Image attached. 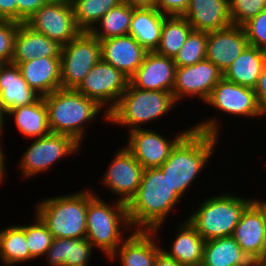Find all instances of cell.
Here are the masks:
<instances>
[{"label": "cell", "mask_w": 266, "mask_h": 266, "mask_svg": "<svg viewBox=\"0 0 266 266\" xmlns=\"http://www.w3.org/2000/svg\"><path fill=\"white\" fill-rule=\"evenodd\" d=\"M219 117H210L192 125V129L171 150L169 158L159 167L180 198L210 163L221 137ZM209 162V163H208Z\"/></svg>", "instance_id": "1"}, {"label": "cell", "mask_w": 266, "mask_h": 266, "mask_svg": "<svg viewBox=\"0 0 266 266\" xmlns=\"http://www.w3.org/2000/svg\"><path fill=\"white\" fill-rule=\"evenodd\" d=\"M180 200L159 168L144 169L137 193L127 204L131 227L133 230L154 231L158 235Z\"/></svg>", "instance_id": "2"}, {"label": "cell", "mask_w": 266, "mask_h": 266, "mask_svg": "<svg viewBox=\"0 0 266 266\" xmlns=\"http://www.w3.org/2000/svg\"><path fill=\"white\" fill-rule=\"evenodd\" d=\"M43 99L48 110V124L51 133L68 135L81 146L88 135L86 130L88 131L89 123L97 121L96 119L103 112V116L99 117H103L105 123L108 121L106 110L76 89L60 88L43 96Z\"/></svg>", "instance_id": "3"}, {"label": "cell", "mask_w": 266, "mask_h": 266, "mask_svg": "<svg viewBox=\"0 0 266 266\" xmlns=\"http://www.w3.org/2000/svg\"><path fill=\"white\" fill-rule=\"evenodd\" d=\"M111 202L112 205L94 190L88 189L86 239L107 259L127 238L128 232L133 231L128 220L127 204L117 200Z\"/></svg>", "instance_id": "4"}, {"label": "cell", "mask_w": 266, "mask_h": 266, "mask_svg": "<svg viewBox=\"0 0 266 266\" xmlns=\"http://www.w3.org/2000/svg\"><path fill=\"white\" fill-rule=\"evenodd\" d=\"M177 104L170 91L137 89L129 82L115 107L108 113V123L129 129L127 132L146 128L145 124L173 112Z\"/></svg>", "instance_id": "5"}, {"label": "cell", "mask_w": 266, "mask_h": 266, "mask_svg": "<svg viewBox=\"0 0 266 266\" xmlns=\"http://www.w3.org/2000/svg\"><path fill=\"white\" fill-rule=\"evenodd\" d=\"M253 200L221 192L198 203L186 218L205 241L230 237L243 211Z\"/></svg>", "instance_id": "6"}, {"label": "cell", "mask_w": 266, "mask_h": 266, "mask_svg": "<svg viewBox=\"0 0 266 266\" xmlns=\"http://www.w3.org/2000/svg\"><path fill=\"white\" fill-rule=\"evenodd\" d=\"M37 202L34 213L47 225L54 238L86 237L88 189L44 197Z\"/></svg>", "instance_id": "7"}, {"label": "cell", "mask_w": 266, "mask_h": 266, "mask_svg": "<svg viewBox=\"0 0 266 266\" xmlns=\"http://www.w3.org/2000/svg\"><path fill=\"white\" fill-rule=\"evenodd\" d=\"M31 145L20 157L19 169L21 177L34 178L40 173L53 169L52 165L62 161L64 157L79 154L82 146L68 135L50 133L41 138L32 139ZM79 152V153H78Z\"/></svg>", "instance_id": "8"}, {"label": "cell", "mask_w": 266, "mask_h": 266, "mask_svg": "<svg viewBox=\"0 0 266 266\" xmlns=\"http://www.w3.org/2000/svg\"><path fill=\"white\" fill-rule=\"evenodd\" d=\"M100 59V41L88 31H82L63 45L60 57L61 88L76 89Z\"/></svg>", "instance_id": "9"}, {"label": "cell", "mask_w": 266, "mask_h": 266, "mask_svg": "<svg viewBox=\"0 0 266 266\" xmlns=\"http://www.w3.org/2000/svg\"><path fill=\"white\" fill-rule=\"evenodd\" d=\"M25 23L61 45L67 44L82 32L76 23L72 4L66 0H49Z\"/></svg>", "instance_id": "10"}, {"label": "cell", "mask_w": 266, "mask_h": 266, "mask_svg": "<svg viewBox=\"0 0 266 266\" xmlns=\"http://www.w3.org/2000/svg\"><path fill=\"white\" fill-rule=\"evenodd\" d=\"M129 78L114 66L100 59L76 88L96 101L109 113L127 89Z\"/></svg>", "instance_id": "11"}, {"label": "cell", "mask_w": 266, "mask_h": 266, "mask_svg": "<svg viewBox=\"0 0 266 266\" xmlns=\"http://www.w3.org/2000/svg\"><path fill=\"white\" fill-rule=\"evenodd\" d=\"M229 116L247 119L266 117L261 109L255 89L238 85L222 78L213 88L204 105Z\"/></svg>", "instance_id": "12"}, {"label": "cell", "mask_w": 266, "mask_h": 266, "mask_svg": "<svg viewBox=\"0 0 266 266\" xmlns=\"http://www.w3.org/2000/svg\"><path fill=\"white\" fill-rule=\"evenodd\" d=\"M182 130L173 139L152 128L132 130L128 134L126 149L135 157L144 169L159 168L168 158L171 150L192 129Z\"/></svg>", "instance_id": "13"}, {"label": "cell", "mask_w": 266, "mask_h": 266, "mask_svg": "<svg viewBox=\"0 0 266 266\" xmlns=\"http://www.w3.org/2000/svg\"><path fill=\"white\" fill-rule=\"evenodd\" d=\"M144 168L125 146L117 149L106 168L102 186L116 195L117 201L128 204L136 195Z\"/></svg>", "instance_id": "14"}, {"label": "cell", "mask_w": 266, "mask_h": 266, "mask_svg": "<svg viewBox=\"0 0 266 266\" xmlns=\"http://www.w3.org/2000/svg\"><path fill=\"white\" fill-rule=\"evenodd\" d=\"M222 78L223 73L206 59L191 66L176 67L172 94L178 104L187 97L204 103Z\"/></svg>", "instance_id": "15"}, {"label": "cell", "mask_w": 266, "mask_h": 266, "mask_svg": "<svg viewBox=\"0 0 266 266\" xmlns=\"http://www.w3.org/2000/svg\"><path fill=\"white\" fill-rule=\"evenodd\" d=\"M266 230V200L254 199L243 211L232 237L254 263L261 255Z\"/></svg>", "instance_id": "16"}, {"label": "cell", "mask_w": 266, "mask_h": 266, "mask_svg": "<svg viewBox=\"0 0 266 266\" xmlns=\"http://www.w3.org/2000/svg\"><path fill=\"white\" fill-rule=\"evenodd\" d=\"M248 40L242 26L229 27L208 32L206 60L211 61L222 73L248 46Z\"/></svg>", "instance_id": "17"}, {"label": "cell", "mask_w": 266, "mask_h": 266, "mask_svg": "<svg viewBox=\"0 0 266 266\" xmlns=\"http://www.w3.org/2000/svg\"><path fill=\"white\" fill-rule=\"evenodd\" d=\"M158 236L154 231L134 230L108 261H118L122 266H154L156 256L161 250V238L158 239Z\"/></svg>", "instance_id": "18"}, {"label": "cell", "mask_w": 266, "mask_h": 266, "mask_svg": "<svg viewBox=\"0 0 266 266\" xmlns=\"http://www.w3.org/2000/svg\"><path fill=\"white\" fill-rule=\"evenodd\" d=\"M176 64L173 58L153 52H147L129 82L137 89L170 91L175 81Z\"/></svg>", "instance_id": "19"}, {"label": "cell", "mask_w": 266, "mask_h": 266, "mask_svg": "<svg viewBox=\"0 0 266 266\" xmlns=\"http://www.w3.org/2000/svg\"><path fill=\"white\" fill-rule=\"evenodd\" d=\"M101 59L114 66L129 79L144 61L147 51L131 35L99 40Z\"/></svg>", "instance_id": "20"}, {"label": "cell", "mask_w": 266, "mask_h": 266, "mask_svg": "<svg viewBox=\"0 0 266 266\" xmlns=\"http://www.w3.org/2000/svg\"><path fill=\"white\" fill-rule=\"evenodd\" d=\"M194 31L212 32L232 25L229 0H189L182 15Z\"/></svg>", "instance_id": "21"}, {"label": "cell", "mask_w": 266, "mask_h": 266, "mask_svg": "<svg viewBox=\"0 0 266 266\" xmlns=\"http://www.w3.org/2000/svg\"><path fill=\"white\" fill-rule=\"evenodd\" d=\"M62 46L58 41L48 38L20 23L14 38V54L11 63L17 65L36 57H61Z\"/></svg>", "instance_id": "22"}, {"label": "cell", "mask_w": 266, "mask_h": 266, "mask_svg": "<svg viewBox=\"0 0 266 266\" xmlns=\"http://www.w3.org/2000/svg\"><path fill=\"white\" fill-rule=\"evenodd\" d=\"M17 66L29 87L41 97L61 88L60 57H36Z\"/></svg>", "instance_id": "23"}, {"label": "cell", "mask_w": 266, "mask_h": 266, "mask_svg": "<svg viewBox=\"0 0 266 266\" xmlns=\"http://www.w3.org/2000/svg\"><path fill=\"white\" fill-rule=\"evenodd\" d=\"M173 242L161 250L184 266H201L206 241L185 218L177 225Z\"/></svg>", "instance_id": "24"}, {"label": "cell", "mask_w": 266, "mask_h": 266, "mask_svg": "<svg viewBox=\"0 0 266 266\" xmlns=\"http://www.w3.org/2000/svg\"><path fill=\"white\" fill-rule=\"evenodd\" d=\"M0 90L6 111L32 104L41 97L29 87L13 63L0 65Z\"/></svg>", "instance_id": "25"}, {"label": "cell", "mask_w": 266, "mask_h": 266, "mask_svg": "<svg viewBox=\"0 0 266 266\" xmlns=\"http://www.w3.org/2000/svg\"><path fill=\"white\" fill-rule=\"evenodd\" d=\"M94 246L85 238H54L44 255L48 266H88Z\"/></svg>", "instance_id": "26"}, {"label": "cell", "mask_w": 266, "mask_h": 266, "mask_svg": "<svg viewBox=\"0 0 266 266\" xmlns=\"http://www.w3.org/2000/svg\"><path fill=\"white\" fill-rule=\"evenodd\" d=\"M166 17L155 7L134 8L129 35L134 37L147 52H153L160 43L163 21Z\"/></svg>", "instance_id": "27"}, {"label": "cell", "mask_w": 266, "mask_h": 266, "mask_svg": "<svg viewBox=\"0 0 266 266\" xmlns=\"http://www.w3.org/2000/svg\"><path fill=\"white\" fill-rule=\"evenodd\" d=\"M266 62V51L248 45L225 70L223 78L241 86L255 89Z\"/></svg>", "instance_id": "28"}, {"label": "cell", "mask_w": 266, "mask_h": 266, "mask_svg": "<svg viewBox=\"0 0 266 266\" xmlns=\"http://www.w3.org/2000/svg\"><path fill=\"white\" fill-rule=\"evenodd\" d=\"M15 122V126L26 139H36L51 133L48 124V110L43 97L36 102L7 111V117Z\"/></svg>", "instance_id": "29"}, {"label": "cell", "mask_w": 266, "mask_h": 266, "mask_svg": "<svg viewBox=\"0 0 266 266\" xmlns=\"http://www.w3.org/2000/svg\"><path fill=\"white\" fill-rule=\"evenodd\" d=\"M201 266H255L236 240L230 237L206 241Z\"/></svg>", "instance_id": "30"}, {"label": "cell", "mask_w": 266, "mask_h": 266, "mask_svg": "<svg viewBox=\"0 0 266 266\" xmlns=\"http://www.w3.org/2000/svg\"><path fill=\"white\" fill-rule=\"evenodd\" d=\"M26 242L24 225H11L0 229V262L4 266H15L34 261Z\"/></svg>", "instance_id": "31"}, {"label": "cell", "mask_w": 266, "mask_h": 266, "mask_svg": "<svg viewBox=\"0 0 266 266\" xmlns=\"http://www.w3.org/2000/svg\"><path fill=\"white\" fill-rule=\"evenodd\" d=\"M134 8L121 2L110 9L89 32L99 40L128 35Z\"/></svg>", "instance_id": "32"}, {"label": "cell", "mask_w": 266, "mask_h": 266, "mask_svg": "<svg viewBox=\"0 0 266 266\" xmlns=\"http://www.w3.org/2000/svg\"><path fill=\"white\" fill-rule=\"evenodd\" d=\"M192 31L184 17L167 16L163 21L160 43L155 52L174 59Z\"/></svg>", "instance_id": "33"}, {"label": "cell", "mask_w": 266, "mask_h": 266, "mask_svg": "<svg viewBox=\"0 0 266 266\" xmlns=\"http://www.w3.org/2000/svg\"><path fill=\"white\" fill-rule=\"evenodd\" d=\"M74 16L82 31H90L95 24L122 0H71Z\"/></svg>", "instance_id": "34"}, {"label": "cell", "mask_w": 266, "mask_h": 266, "mask_svg": "<svg viewBox=\"0 0 266 266\" xmlns=\"http://www.w3.org/2000/svg\"><path fill=\"white\" fill-rule=\"evenodd\" d=\"M34 214L35 219L31 221L32 223H29V225L24 224V232L29 252L36 260L42 256L44 258V255L51 246L54 237L41 218L36 213Z\"/></svg>", "instance_id": "35"}, {"label": "cell", "mask_w": 266, "mask_h": 266, "mask_svg": "<svg viewBox=\"0 0 266 266\" xmlns=\"http://www.w3.org/2000/svg\"><path fill=\"white\" fill-rule=\"evenodd\" d=\"M207 33L192 31L178 54L174 57L176 67L191 66L206 59Z\"/></svg>", "instance_id": "36"}, {"label": "cell", "mask_w": 266, "mask_h": 266, "mask_svg": "<svg viewBox=\"0 0 266 266\" xmlns=\"http://www.w3.org/2000/svg\"><path fill=\"white\" fill-rule=\"evenodd\" d=\"M266 8V0H229V13L233 25L242 26Z\"/></svg>", "instance_id": "37"}, {"label": "cell", "mask_w": 266, "mask_h": 266, "mask_svg": "<svg viewBox=\"0 0 266 266\" xmlns=\"http://www.w3.org/2000/svg\"><path fill=\"white\" fill-rule=\"evenodd\" d=\"M248 44L266 51V8L242 25Z\"/></svg>", "instance_id": "38"}, {"label": "cell", "mask_w": 266, "mask_h": 266, "mask_svg": "<svg viewBox=\"0 0 266 266\" xmlns=\"http://www.w3.org/2000/svg\"><path fill=\"white\" fill-rule=\"evenodd\" d=\"M20 23L0 19V65L9 64L14 54V38Z\"/></svg>", "instance_id": "39"}, {"label": "cell", "mask_w": 266, "mask_h": 266, "mask_svg": "<svg viewBox=\"0 0 266 266\" xmlns=\"http://www.w3.org/2000/svg\"><path fill=\"white\" fill-rule=\"evenodd\" d=\"M189 5V0H156L155 8L166 16H182Z\"/></svg>", "instance_id": "40"}, {"label": "cell", "mask_w": 266, "mask_h": 266, "mask_svg": "<svg viewBox=\"0 0 266 266\" xmlns=\"http://www.w3.org/2000/svg\"><path fill=\"white\" fill-rule=\"evenodd\" d=\"M49 0H16L17 22L24 23Z\"/></svg>", "instance_id": "41"}, {"label": "cell", "mask_w": 266, "mask_h": 266, "mask_svg": "<svg viewBox=\"0 0 266 266\" xmlns=\"http://www.w3.org/2000/svg\"><path fill=\"white\" fill-rule=\"evenodd\" d=\"M0 19L17 22L16 0H0Z\"/></svg>", "instance_id": "42"}, {"label": "cell", "mask_w": 266, "mask_h": 266, "mask_svg": "<svg viewBox=\"0 0 266 266\" xmlns=\"http://www.w3.org/2000/svg\"><path fill=\"white\" fill-rule=\"evenodd\" d=\"M255 93L261 109L266 114V62L263 66L261 75L255 88Z\"/></svg>", "instance_id": "43"}, {"label": "cell", "mask_w": 266, "mask_h": 266, "mask_svg": "<svg viewBox=\"0 0 266 266\" xmlns=\"http://www.w3.org/2000/svg\"><path fill=\"white\" fill-rule=\"evenodd\" d=\"M5 131L3 129V127L0 126V184H3L5 182L4 179H6L7 175H6V167H7V163H6V153L4 152V145L3 143V139L4 138L2 135H4ZM5 177V178H4ZM4 181V182H3Z\"/></svg>", "instance_id": "44"}, {"label": "cell", "mask_w": 266, "mask_h": 266, "mask_svg": "<svg viewBox=\"0 0 266 266\" xmlns=\"http://www.w3.org/2000/svg\"><path fill=\"white\" fill-rule=\"evenodd\" d=\"M154 266H184L175 259L169 257L166 253L160 250L156 256Z\"/></svg>", "instance_id": "45"}, {"label": "cell", "mask_w": 266, "mask_h": 266, "mask_svg": "<svg viewBox=\"0 0 266 266\" xmlns=\"http://www.w3.org/2000/svg\"><path fill=\"white\" fill-rule=\"evenodd\" d=\"M123 2L135 8L140 7H155L156 0H122Z\"/></svg>", "instance_id": "46"}, {"label": "cell", "mask_w": 266, "mask_h": 266, "mask_svg": "<svg viewBox=\"0 0 266 266\" xmlns=\"http://www.w3.org/2000/svg\"><path fill=\"white\" fill-rule=\"evenodd\" d=\"M266 263V230H265V235H264V240H263V246H262V251L260 257L254 262L255 266H262L263 264Z\"/></svg>", "instance_id": "47"}, {"label": "cell", "mask_w": 266, "mask_h": 266, "mask_svg": "<svg viewBox=\"0 0 266 266\" xmlns=\"http://www.w3.org/2000/svg\"><path fill=\"white\" fill-rule=\"evenodd\" d=\"M7 116V111L3 105V102H2V96H1V90H0V126L3 127V129L5 130V118Z\"/></svg>", "instance_id": "48"}]
</instances>
